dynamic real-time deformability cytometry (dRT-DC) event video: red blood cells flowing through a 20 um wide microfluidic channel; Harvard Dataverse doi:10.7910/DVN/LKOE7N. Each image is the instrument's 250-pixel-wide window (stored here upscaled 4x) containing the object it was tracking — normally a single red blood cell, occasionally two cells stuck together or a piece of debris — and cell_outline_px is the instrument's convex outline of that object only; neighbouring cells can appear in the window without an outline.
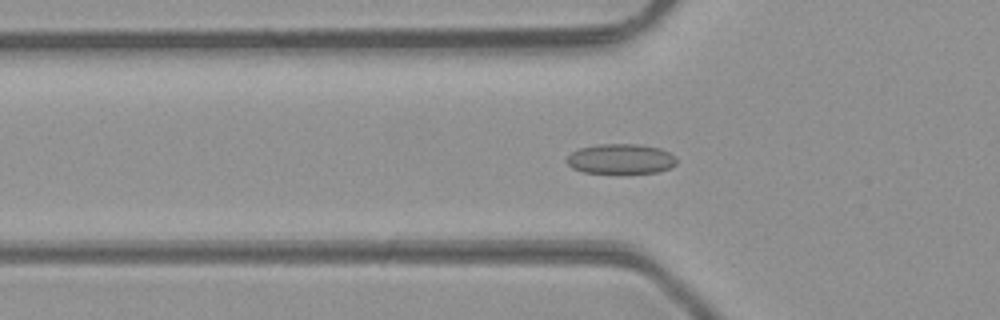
{"species": "common noctule bat (a hibernating species)", "species_latin": "Nyctalus noctula", "temperature_condition": "room temperature", "stored_images_in_passage": 44, "camera_frame_rate_fps": 3000, "um_per_image_px": 0.085, "animal": {"sex": "male", "body_mass_g": 23.1, "forearm_length_mm": 52.7}, "frame": {"image": 1, "passage_image": 12, "time_ms": 3.667, "image_size_px": [1000, 320], "cell_outline_px": [[676, 164], [672, 168], [656, 172], [620, 176], [584, 172], [572, 168], [568, 164], [568, 156], [572, 152], [580, 148], [600, 144], [640, 144], [660, 148], [676, 156]], "centroid_in_image_um": [52.8, 13.56], "position_along_channel_um": 73.0, "area_um2": 20.0}}
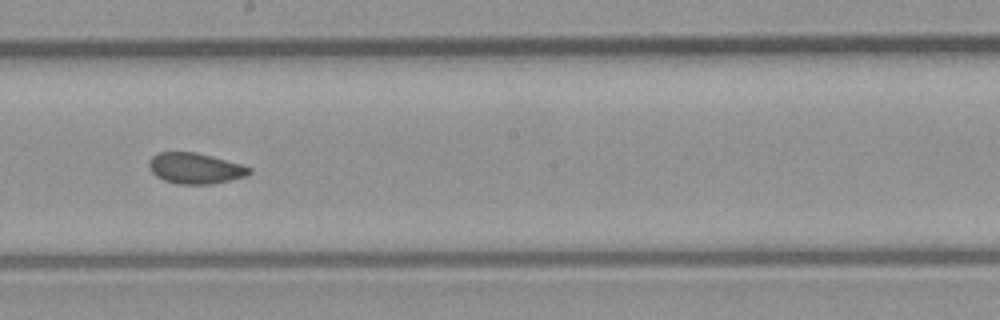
{"frame": {"image": 2, "passage_image": 23, "time_ms": 7.333, "image_size_px": [1000, 320], "cell_outline_px": [[252, 172], [244, 176], [212, 184], [176, 184], [164, 180], [156, 176], [148, 168], [148, 160], [152, 156], [160, 152], [196, 152], [240, 164], [252, 168]], "centroid_in_image_um": [16.54, 14.3], "position_along_channel_um": 231.7, "area_um2": 17.92}}
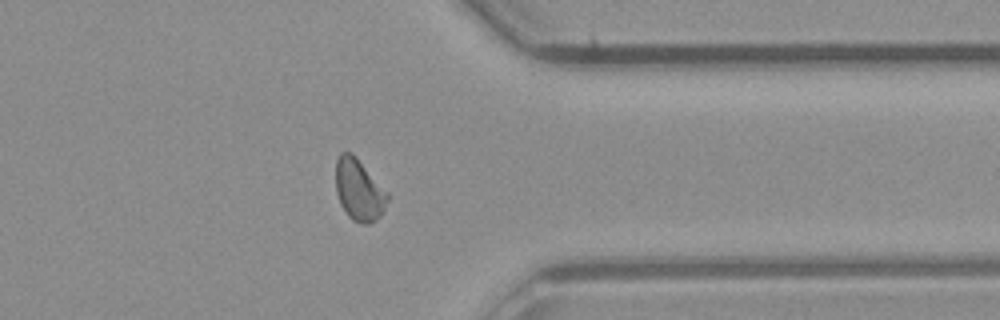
{"frame": {"image": 3, "passage_image": 34, "time_ms": 11.0, "image_size_px": [1000, 320], "cell_outline_px": [[388, 200], [380, 216], [372, 224], [360, 224], [352, 220], [348, 216], [340, 204], [336, 192], [336, 160], [340, 152], [352, 152], [356, 156], [388, 192]], "centroid_in_image_um": [30.51, 16.15], "position_along_channel_um": 380.9, "area_um2": 18.79}, "authors_computed_cell_mechanics": {"area_um2": 18.3226, "velocity_mm_per_s": 4.2946, "shape_relaxation_time_tau1_ms": null, "shape_relaxation_time_tau2_ms": 1.1979, "deformation_change_tau1": null, "deformation_change_tau2": 0.0666}}